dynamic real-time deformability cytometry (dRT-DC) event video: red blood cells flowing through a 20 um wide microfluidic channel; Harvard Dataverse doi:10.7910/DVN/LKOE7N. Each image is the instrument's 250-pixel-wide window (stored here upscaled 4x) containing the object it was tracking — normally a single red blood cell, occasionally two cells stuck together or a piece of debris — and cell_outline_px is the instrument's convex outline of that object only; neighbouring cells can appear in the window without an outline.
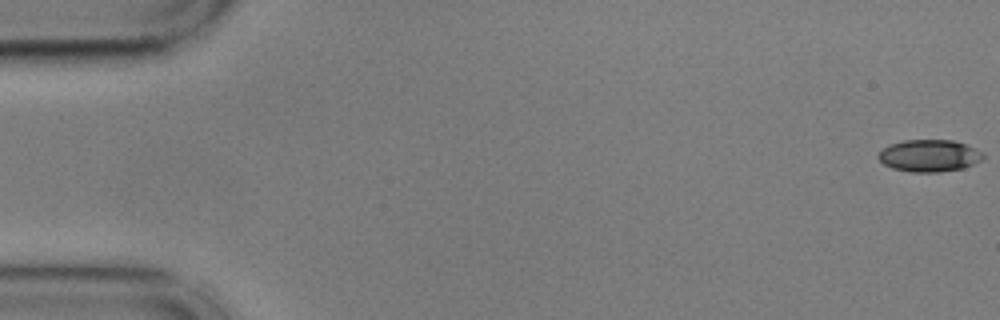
{"species": "common noctule bat (a hibernating species)", "species_latin": "Nyctalus noctula", "temperature_condition": "cold", "stored_images_in_passage": 4, "camera_frame_rate_fps": 3000, "um_per_image_px": 0.085, "animal": {"sex": "male", "body_mass_g": 17.9, "forearm_length_mm": 54.2}, "frame": {"image": 1, "passage_image": 1, "time_ms": 0.0, "image_size_px": [1000, 320], "cell_outline_px": [[984, 156], [980, 160], [964, 168], [940, 172], [912, 172], [892, 168], [884, 164], [876, 156], [884, 148], [892, 144], [904, 140], [952, 140], [964, 144], [980, 152]], "centroid_in_image_um": [78.95, 13.24], "position_along_channel_um": 6.0, "area_um2": 19.25}}